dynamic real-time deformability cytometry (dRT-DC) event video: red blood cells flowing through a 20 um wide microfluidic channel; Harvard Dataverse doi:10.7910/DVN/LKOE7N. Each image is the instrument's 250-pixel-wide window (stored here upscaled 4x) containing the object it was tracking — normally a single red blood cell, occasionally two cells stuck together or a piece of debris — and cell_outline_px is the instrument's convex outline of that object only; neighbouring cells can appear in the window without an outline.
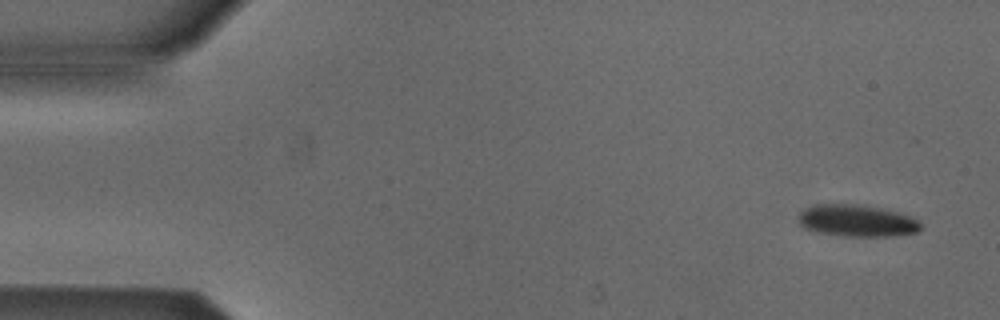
{"species": "Egyptian fruit bat (a non-hibernating species)", "species_latin": "Rousettus aegyptiacus", "temperature_condition": "cold", "stored_images_in_passage": 4, "camera_frame_rate_fps": 3000, "um_per_image_px": 0.085, "animal": {"sex": "male"}, "frame": {"image": 1, "passage_image": 1, "time_ms": 0.0, "image_size_px": [1000, 320], "cell_outline_px": [[924, 228], [916, 232], [892, 236], [844, 236], [812, 232], [804, 228], [800, 224], [796, 216], [804, 208], [812, 204], [864, 204], [896, 212], [908, 216], [916, 220]], "centroid_in_image_um": [72.75, 18.76], "position_along_channel_um": 12.2, "area_um2": 23.0}}